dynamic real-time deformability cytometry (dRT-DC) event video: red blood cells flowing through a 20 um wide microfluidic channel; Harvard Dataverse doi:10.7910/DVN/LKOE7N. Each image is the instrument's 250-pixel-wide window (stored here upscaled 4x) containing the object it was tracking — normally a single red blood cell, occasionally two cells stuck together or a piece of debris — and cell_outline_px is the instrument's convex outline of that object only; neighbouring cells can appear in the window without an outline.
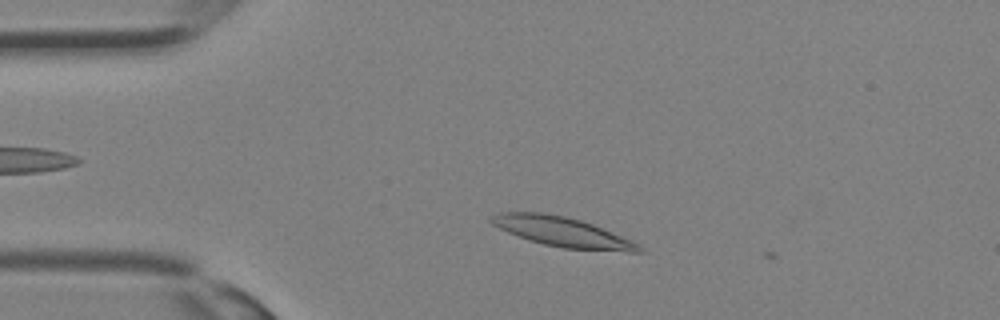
{"species": "Egyptian fruit bat (a non-hibernating species)", "species_latin": "Rousettus aegyptiacus", "temperature_condition": "room temperature", "stored_images_in_passage": 5, "camera_frame_rate_fps": 3000, "um_per_image_px": 0.085, "animal": {"sex": "female"}, "frame": {"image": 1, "passage_image": 2, "time_ms": 0.333, "image_size_px": [1000, 320], "cell_outline_px": [[644, 252], [628, 252], [564, 248], [544, 244], [528, 240], [508, 232], [492, 224], [488, 220], [492, 216], [500, 212], [544, 212], [564, 216], [580, 220], [592, 224], [632, 240], [640, 244], [644, 248]], "centroid_in_image_um": [47.83, 19.72], "position_along_channel_um": 37.2, "area_um2": 25.55}}